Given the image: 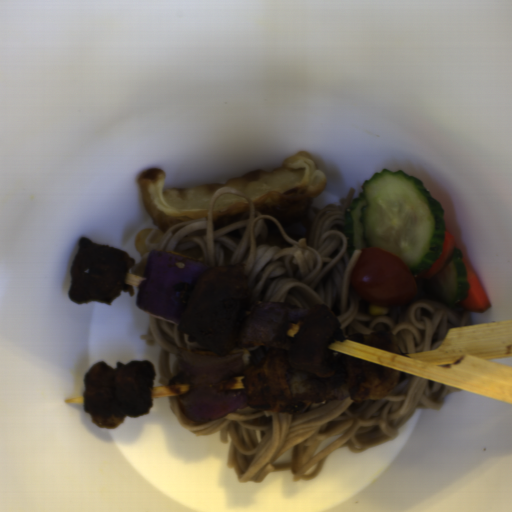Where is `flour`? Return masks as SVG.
Masks as SVG:
<instances>
[{
  "instance_id": "flour-1",
  "label": "flour",
  "mask_w": 512,
  "mask_h": 512,
  "mask_svg": "<svg viewBox=\"0 0 512 512\" xmlns=\"http://www.w3.org/2000/svg\"><path fill=\"white\" fill-rule=\"evenodd\" d=\"M137 181L151 222L167 232L177 223L207 217L211 199L222 187H236L247 194L261 215L307 218L326 179L309 152L299 151L286 158L281 167L252 171L224 184L166 188V174L157 167L140 172Z\"/></svg>"
},
{
  "instance_id": "flour-2",
  "label": "flour",
  "mask_w": 512,
  "mask_h": 512,
  "mask_svg": "<svg viewBox=\"0 0 512 512\" xmlns=\"http://www.w3.org/2000/svg\"><path fill=\"white\" fill-rule=\"evenodd\" d=\"M249 217L246 198L232 193L220 195L213 205L212 228L220 229Z\"/></svg>"
}]
</instances>
